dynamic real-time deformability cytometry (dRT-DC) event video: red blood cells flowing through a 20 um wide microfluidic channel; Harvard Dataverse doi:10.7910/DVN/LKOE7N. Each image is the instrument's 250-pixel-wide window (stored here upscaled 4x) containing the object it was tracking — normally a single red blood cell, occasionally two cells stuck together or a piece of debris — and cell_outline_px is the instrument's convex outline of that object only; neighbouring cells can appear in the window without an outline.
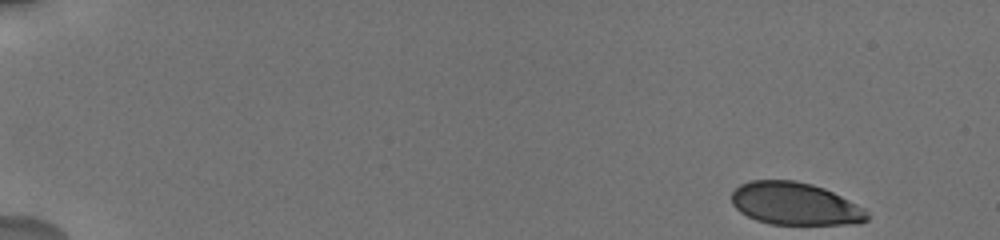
{"species": "human", "species_latin": "Homo sapiens", "temperature_condition": "cold", "stored_images_in_passage": 56, "camera_frame_rate_fps": 3000, "um_per_image_px": 0.085, "donor": {"sex": "male"}, "frame": {"image": 1, "passage_image": 1, "time_ms": 0.0, "image_size_px": [1000, 240], "cell_outline_px": [[868, 220], [860, 224], [768, 224], [756, 220], [740, 212], [732, 204], [732, 192], [740, 184], [748, 180], [796, 180], [812, 184], [824, 188], [864, 208], [868, 212]], "centroid_in_image_um": [67.57, 17.32], "position_along_channel_um": 17.4, "area_um2": 33.7}}
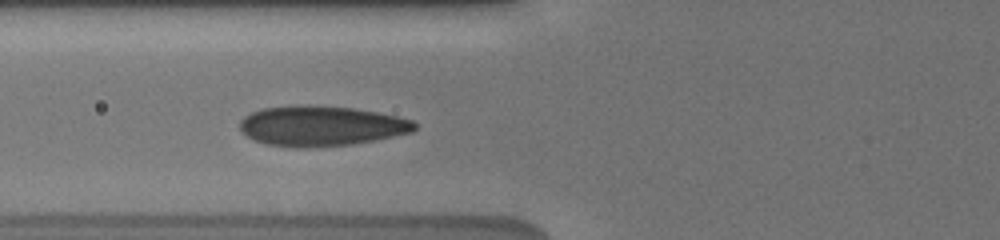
{"frame": {"image": 2, "passage_image": 21, "time_ms": 6.333, "image_size_px": [1000, 240], "cell_outline_px": [[416, 128], [412, 132], [376, 140], [352, 144], [304, 148], [296, 148], [264, 144], [240, 132], [240, 120], [244, 116], [260, 108], [296, 104], [308, 104], [352, 108], [376, 112], [396, 116], [412, 120], [416, 124]], "centroid_in_image_um": [27.26, 10.7], "position_along_channel_um": 98.5, "area_um2": 41.27}}
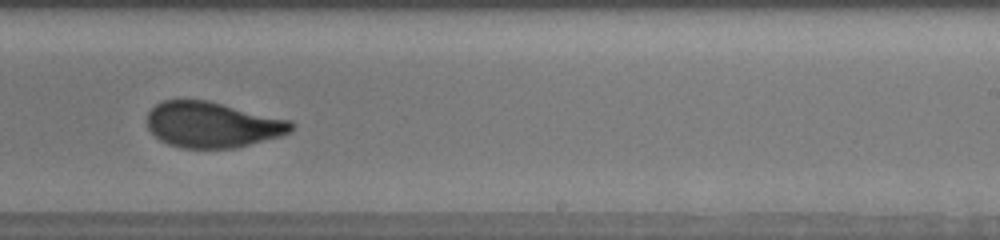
{"frame": {"image": 3, "passage_image": 36, "time_ms": 11.0, "image_size_px": [1000, 240], "cell_outline_px": [[292, 132], [280, 136], [236, 148], [180, 148], [168, 144], [160, 140], [148, 128], [148, 112], [156, 104], [164, 100], [208, 100], [292, 120]], "centroid_in_image_um": [18.07, 10.6], "position_along_channel_um": 270.9, "area_um2": 38.44}, "authors_computed_cell_mechanics": {"area_um2": 37.859, "velocity_mm_per_s": 3.7075, "shape_relaxation_time_tau1_ms": 4.3923, "shape_relaxation_time_tau2_ms": null, "deformation_change_tau1": 0.1647, "deformation_change_tau2": null}}